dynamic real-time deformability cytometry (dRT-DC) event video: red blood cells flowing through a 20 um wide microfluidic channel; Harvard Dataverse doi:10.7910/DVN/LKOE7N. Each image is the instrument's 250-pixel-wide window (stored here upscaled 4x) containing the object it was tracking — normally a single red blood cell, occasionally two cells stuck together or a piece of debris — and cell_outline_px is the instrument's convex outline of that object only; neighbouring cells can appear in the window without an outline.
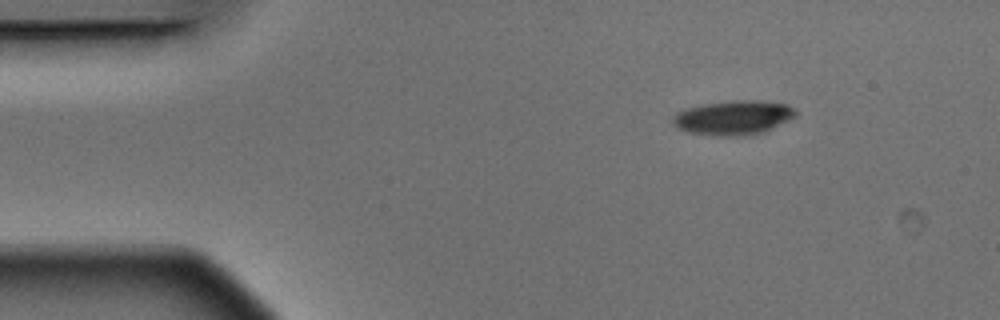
{"species": "Egyptian fruit bat (a non-hibernating species)", "species_latin": "Rousettus aegyptiacus", "temperature_condition": "warm", "stored_images_in_passage": 7, "camera_frame_rate_fps": 3000, "um_per_image_px": 0.085, "animal": {"sex": "male"}, "frame": {"image": 1, "passage_image": 1, "time_ms": 0.0, "image_size_px": [1000, 320], "cell_outline_px": [[796, 116], [788, 120], [760, 132], [736, 136], [728, 136], [688, 132], [676, 128], [672, 124], [672, 116], [676, 112], [684, 108], [700, 104], [732, 100], [756, 100], [788, 104], [796, 112]], "centroid_in_image_um": [62.25, 9.97], "position_along_channel_um": 22.8, "area_um2": 24.39}}
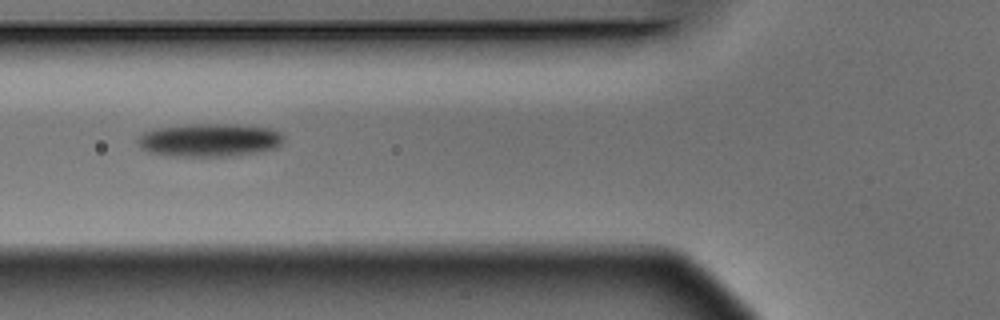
{"frame": {"image": 2, "passage_image": 4, "time_ms": 1.0, "image_size_px": [1000, 320], "cell_outline_px": [[284, 140], [276, 148], [260, 152], [236, 156], [168, 156], [148, 152], [140, 148], [136, 140], [144, 132], [156, 128], [192, 124], [236, 124], [268, 128], [280, 132], [284, 136]], "centroid_in_image_um": [17.81, 11.91], "position_along_channel_um": 108.0, "area_um2": 28.5}}
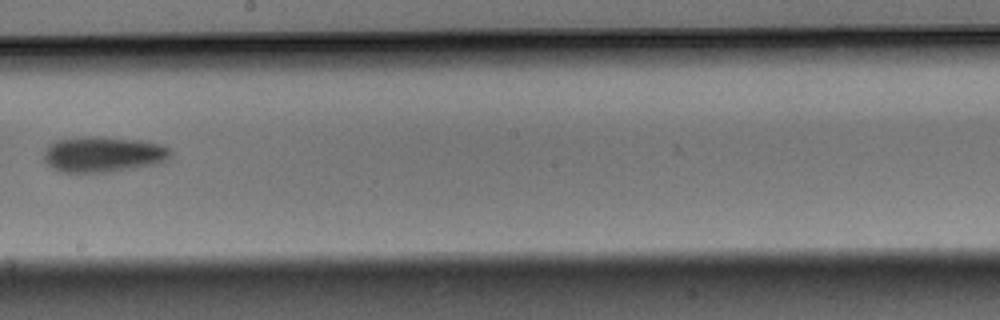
{"frame": {"image": 3, "passage_image": 7, "time_ms": 2.0, "image_size_px": [1000, 320], "cell_outline_px": [[172, 156], [168, 160], [160, 164], [136, 168], [108, 172], [60, 172], [52, 168], [44, 160], [44, 148], [48, 144], [56, 140], [84, 136], [100, 136], [140, 140], [160, 144], [172, 148]], "centroid_in_image_um": [8.81, 13.11], "position_along_channel_um": 239.4, "area_um2": 26.93}}